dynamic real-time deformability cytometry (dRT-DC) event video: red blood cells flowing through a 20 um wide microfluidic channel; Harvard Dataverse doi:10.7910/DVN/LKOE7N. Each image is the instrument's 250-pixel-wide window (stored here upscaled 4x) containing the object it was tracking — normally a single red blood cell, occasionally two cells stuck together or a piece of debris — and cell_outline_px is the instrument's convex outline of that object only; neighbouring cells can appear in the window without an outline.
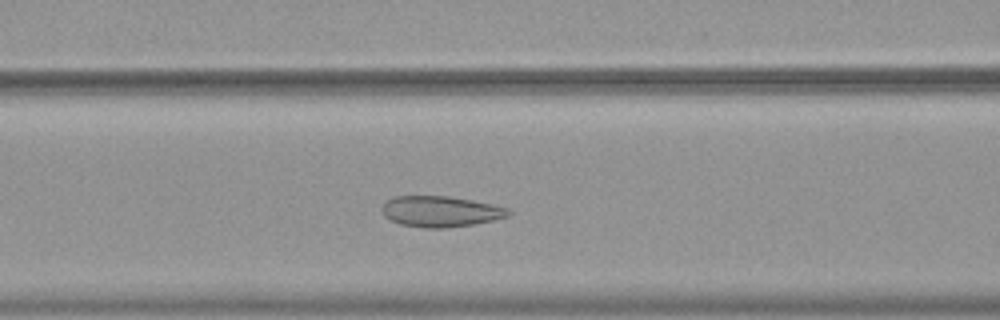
{"species": "common noctule bat (a hibernating species)", "species_latin": "Nyctalus noctula", "temperature_condition": "warm", "stored_images_in_passage": 48, "camera_frame_rate_fps": 3000, "um_per_image_px": 0.085, "animal": {"sex": "female", "body_mass_g": 19.9}, "frame": {"image": 1, "passage_image": 17, "time_ms": 5.333, "image_size_px": [1000, 320], "cell_outline_px": [[512, 212], [508, 216], [492, 220], [472, 224], [448, 228], [424, 228], [400, 224], [384, 216], [380, 208], [388, 200], [396, 196], [448, 196], [472, 200], [492, 204], [508, 208]], "centroid_in_image_um": [37.44, 17.97], "position_along_channel_um": 129.2, "area_um2": 22.66}}
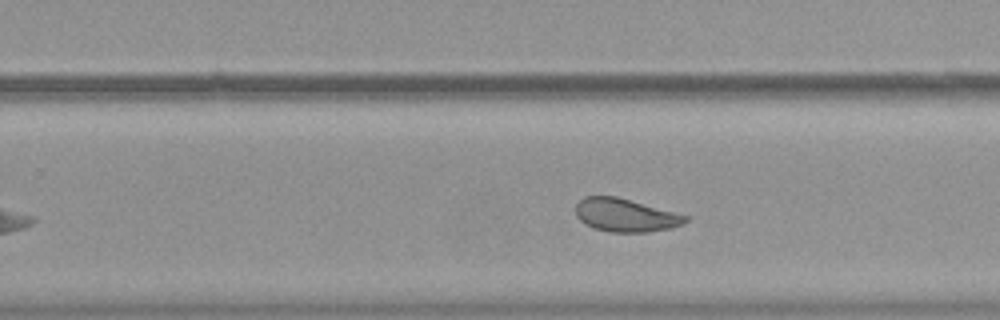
{"frame": {"image": 2, "passage_image": 29, "time_ms": 9.333, "image_size_px": [1000, 320], "cell_outline_px": [[688, 220], [684, 224], [672, 228], [648, 232], [608, 232], [584, 224], [576, 216], [576, 204], [584, 196], [616, 196], [688, 216]], "centroid_in_image_um": [53.15, 18.3], "position_along_channel_um": 276.6, "area_um2": 21.15}}
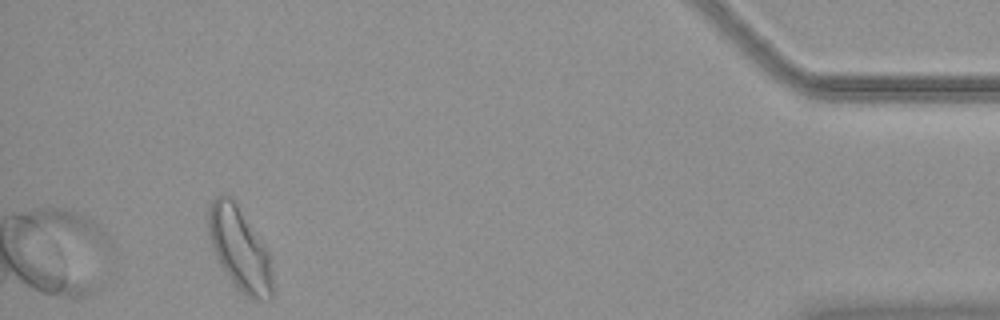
{"frame": {"image": 3, "passage_image": 45, "time_ms": 14.667, "image_size_px": [1000, 320], "cell_outline_px": [[272, 296], [268, 300], [252, 300], [224, 272], [220, 264], [212, 244], [208, 232], [208, 204], [216, 196], [232, 196], [268, 252], [272, 280]], "centroid_in_image_um": [20.35, 21.13], "position_along_channel_um": 414.9, "area_um2": 30.29}, "authors_computed_cell_mechanics": {"area_um2": 24.2182, "velocity_mm_per_s": 3.7067, "shape_relaxation_time_tau1_ms": 10.8449, "shape_relaxation_time_tau2_ms": 1.0919, "deformation_change_tau1": 0.1433, "deformation_change_tau2": 0.0701}}